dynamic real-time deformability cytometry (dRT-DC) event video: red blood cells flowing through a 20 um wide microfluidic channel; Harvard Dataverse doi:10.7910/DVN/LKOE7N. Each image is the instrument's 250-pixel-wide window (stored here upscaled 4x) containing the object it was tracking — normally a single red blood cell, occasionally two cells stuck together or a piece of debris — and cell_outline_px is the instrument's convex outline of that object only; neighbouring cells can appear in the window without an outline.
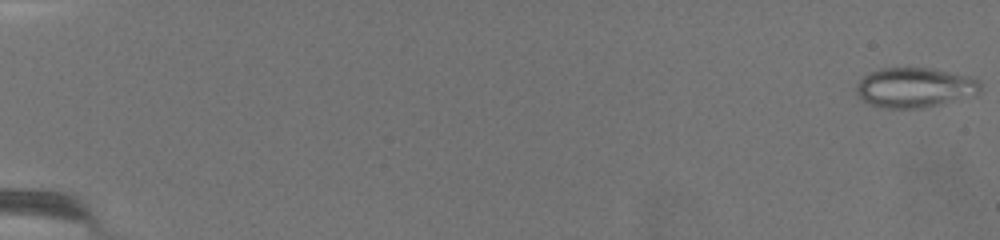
{"species": "common noctule bat (a hibernating species)", "species_latin": "Nyctalus noctula", "temperature_condition": "warm", "stored_images_in_passage": 73, "camera_frame_rate_fps": 3000, "um_per_image_px": 0.085, "animal": {"sex": "female", "body_mass_g": 19.5, "forearm_length_mm": 54.1}, "frame": {"image": 1, "passage_image": 1, "time_ms": 0.0, "image_size_px": [1000, 240], "cell_outline_px": [[980, 92], [976, 96], [940, 104], [920, 108], [884, 108], [868, 104], [860, 100], [856, 92], [856, 84], [864, 76], [880, 68], [932, 68], [972, 76], [980, 80]], "centroid_in_image_um": [77.78, 7.45], "position_along_channel_um": 7.2, "area_um2": 29.25}}
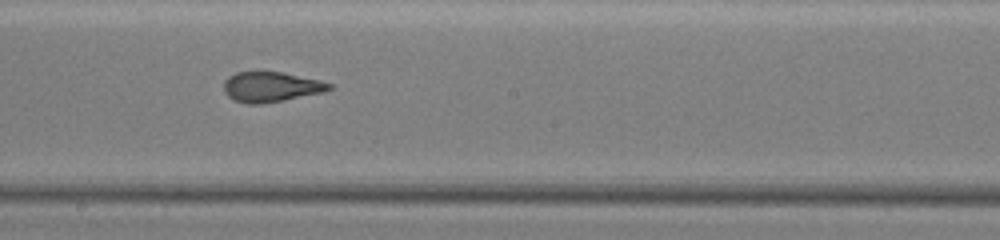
{"frame": {"image": 2, "passage_image": 44, "time_ms": 14.333, "image_size_px": [1000, 240], "cell_outline_px": [[332, 88], [320, 92], [284, 100], [260, 104], [248, 104], [232, 100], [224, 92], [224, 80], [228, 76], [236, 72], [284, 72], [320, 80], [332, 84]], "centroid_in_image_um": [22.98, 7.38], "position_along_channel_um": 225.2, "area_um2": 18.44}}
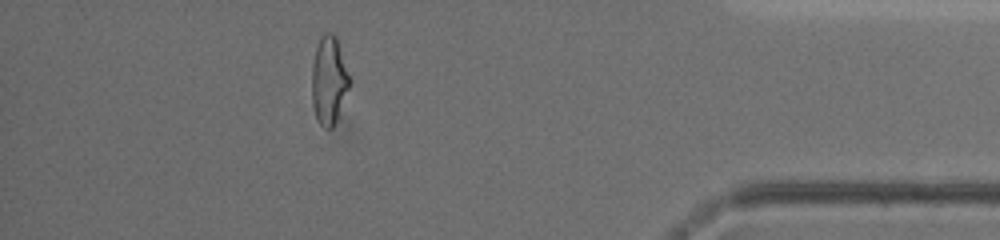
{"frame": {"image": 3, "passage_image": 66, "time_ms": 21.667, "image_size_px": [1000, 240], "cell_outline_px": [[348, 88], [336, 120], [332, 128], [324, 128], [316, 120], [312, 100], [312, 64], [316, 48], [324, 32], [328, 32], [336, 36], [348, 76]], "centroid_in_image_um": [27.92, 6.86], "position_along_channel_um": 407.3, "area_um2": 18.67}, "authors_computed_cell_mechanics": {"area_um2": 19.7676, "velocity_mm_per_s": 2.9797, "shape_relaxation_time_tau1_ms": null, "shape_relaxation_time_tau2_ms": 1.3265, "deformation_change_tau1": null, "deformation_change_tau2": 0.0998}}